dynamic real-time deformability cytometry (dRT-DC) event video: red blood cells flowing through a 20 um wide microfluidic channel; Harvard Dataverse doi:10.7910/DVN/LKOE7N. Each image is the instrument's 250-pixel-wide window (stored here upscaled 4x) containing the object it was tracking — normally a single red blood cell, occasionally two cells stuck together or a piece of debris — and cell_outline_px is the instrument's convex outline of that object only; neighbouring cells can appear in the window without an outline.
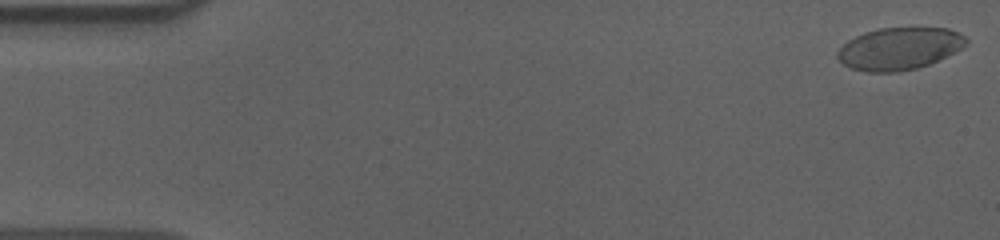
{"species": "human", "species_latin": "Homo sapiens", "temperature_condition": "cold", "stored_images_in_passage": 56, "camera_frame_rate_fps": 3000, "um_per_image_px": 0.085, "donor": {"sex": "male"}, "frame": {"image": 1, "passage_image": 1, "time_ms": 0.0, "image_size_px": [1000, 240], "cell_outline_px": [[968, 44], [928, 64], [916, 68], [896, 72], [868, 72], [852, 68], [844, 64], [836, 56], [836, 52], [848, 40], [864, 32], [880, 28], [948, 28], [964, 36], [968, 40]], "centroid_in_image_um": [76.4, 4.12], "position_along_channel_um": 8.6, "area_um2": 31.21}}
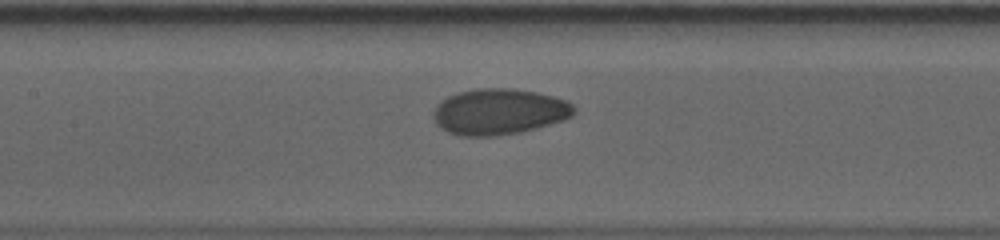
{"frame": {"image": 2, "passage_image": 26, "time_ms": 8.333, "image_size_px": [1000, 240], "cell_outline_px": [[576, 112], [572, 116], [564, 120], [536, 128], [520, 132], [496, 136], [460, 136], [448, 132], [440, 128], [436, 124], [432, 116], [432, 112], [436, 104], [448, 96], [460, 92], [480, 88], [512, 88], [536, 92], [568, 100], [576, 108]], "centroid_in_image_um": [42.42, 9.5], "position_along_channel_um": 165.0, "area_um2": 37.97}}
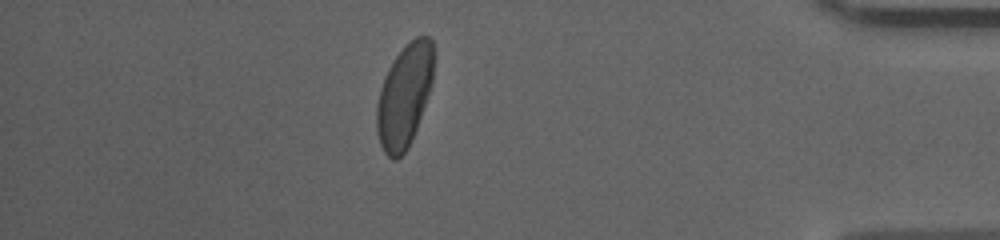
{"frame": {"image": 3, "passage_image": 49, "time_ms": 16.0, "image_size_px": [1000, 240], "cell_outline_px": [[436, 52], [432, 84], [412, 140], [408, 148], [396, 160], [392, 160], [384, 152], [380, 144], [376, 132], [376, 104], [380, 88], [384, 76], [388, 68], [396, 56], [416, 36], [428, 36], [432, 40]], "centroid_in_image_um": [34.38, 8.13], "position_along_channel_um": 400.8, "area_um2": 34.56}, "authors_computed_cell_mechanics": {"area_um2": 35.0557, "velocity_mm_per_s": 3.6104, "shape_relaxation_time_tau1_ms": 4.6818, "shape_relaxation_time_tau2_ms": 1.1655, "deformation_change_tau1": 0.1496, "deformation_change_tau2": 0.0399}}